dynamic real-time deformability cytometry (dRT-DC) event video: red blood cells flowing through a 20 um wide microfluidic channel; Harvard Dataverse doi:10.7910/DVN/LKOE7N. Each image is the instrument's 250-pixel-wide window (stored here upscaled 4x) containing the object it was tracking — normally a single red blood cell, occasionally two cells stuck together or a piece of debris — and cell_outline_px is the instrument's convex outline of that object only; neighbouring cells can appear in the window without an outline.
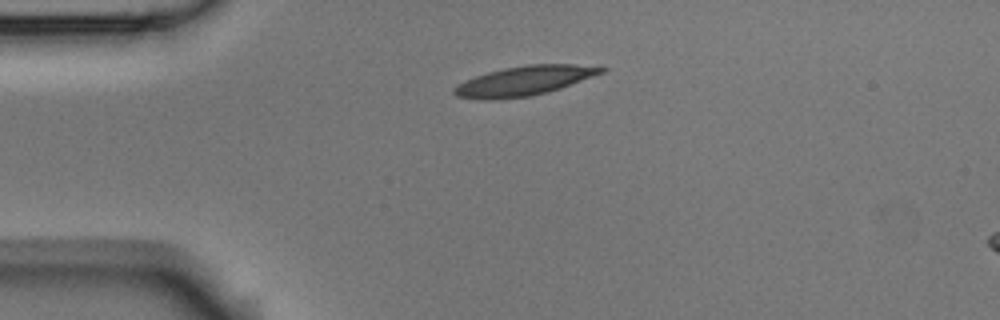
{"species": "Egyptian fruit bat (a non-hibernating species)", "species_latin": "Rousettus aegyptiacus", "temperature_condition": "room temperature", "stored_images_in_passage": 3, "segment_of_instrument_passage": [1, 2], "camera_frame_rate_fps": 3000, "um_per_image_px": 0.085, "animal": {"sex": "male"}, "frame": {"image": 1, "passage_image": 1, "time_ms": 0.0, "image_size_px": [1000, 320], "cell_outline_px": [[608, 68], [604, 72], [560, 88], [548, 92], [532, 96], [492, 100], [484, 100], [456, 96], [452, 92], [452, 88], [476, 76], [488, 72], [504, 68], [524, 64], [572, 64]], "centroid_in_image_um": [44.54, 6.87], "position_along_channel_um": 40.5, "area_um2": 25.14}}